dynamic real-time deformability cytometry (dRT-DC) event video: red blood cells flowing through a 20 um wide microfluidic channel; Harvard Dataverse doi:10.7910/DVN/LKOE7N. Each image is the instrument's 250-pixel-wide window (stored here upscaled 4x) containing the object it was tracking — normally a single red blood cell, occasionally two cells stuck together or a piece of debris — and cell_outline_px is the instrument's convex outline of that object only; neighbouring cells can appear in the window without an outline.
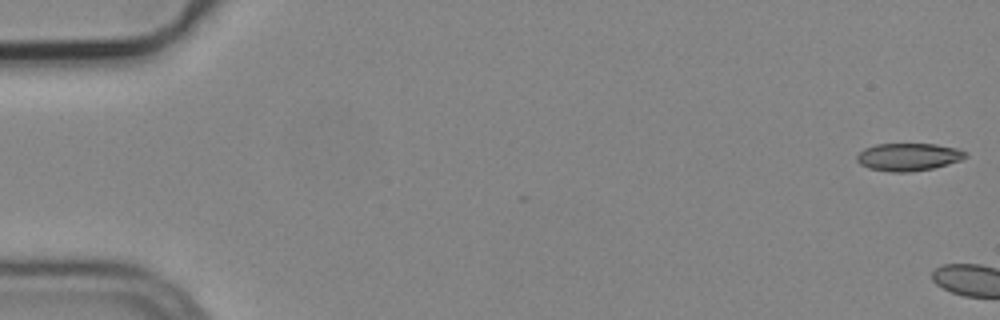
{"species": "common noctule bat (a hibernating species)", "species_latin": "Nyctalus noctula", "temperature_condition": "cold", "stored_images_in_passage": 3, "camera_frame_rate_fps": 3000, "um_per_image_px": 0.085, "animal": {"sex": "male", "body_mass_g": 19.2, "forearm_length_mm": 51.8}, "frame": {"image": 1, "passage_image": 1, "time_ms": 0.0, "image_size_px": [1000, 320], "cell_outline_px": [[968, 156], [960, 160], [948, 164], [932, 168], [912, 172], [892, 172], [868, 168], [860, 164], [856, 160], [856, 156], [864, 148], [876, 144], [936, 144], [956, 148], [968, 152]], "centroid_in_image_um": [77.21, 13.34], "position_along_channel_um": 7.8, "area_um2": 17.57}}